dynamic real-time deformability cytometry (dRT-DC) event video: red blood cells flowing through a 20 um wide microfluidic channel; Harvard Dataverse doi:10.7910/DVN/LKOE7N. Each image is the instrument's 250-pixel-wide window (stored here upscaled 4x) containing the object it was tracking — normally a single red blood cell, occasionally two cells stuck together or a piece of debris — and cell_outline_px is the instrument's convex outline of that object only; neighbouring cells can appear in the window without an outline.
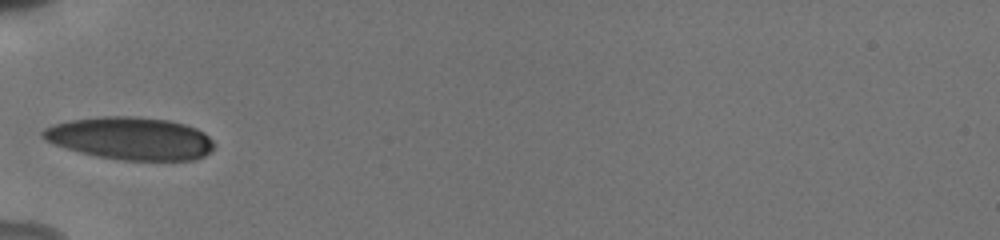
{"species": "human", "species_latin": "Homo sapiens", "temperature_condition": "cold", "stored_images_in_passage": 35, "camera_frame_rate_fps": 3000, "um_per_image_px": 0.085, "donor": {"sex": "male"}, "frame": {"image": 1, "passage_image": 1, "time_ms": 0.0, "image_size_px": [1000, 240], "cell_outline_px": [[216, 144], [204, 156], [192, 160], [124, 160], [96, 156], [80, 152], [52, 144], [44, 140], [40, 136], [40, 132], [44, 128], [52, 124], [68, 120], [100, 116], [136, 116], [168, 120], [184, 124], [196, 128], [204, 132]], "centroid_in_image_um": [11.04, 11.75], "position_along_channel_um": 74.0, "area_um2": 42.83}}
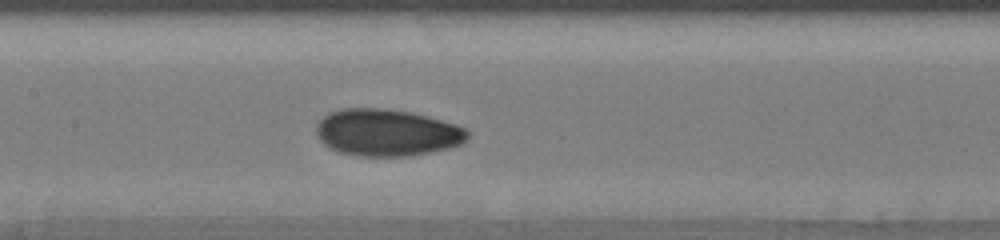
{"frame": {"image": 2, "passage_image": 9, "time_ms": 2.667, "image_size_px": [1000, 240], "cell_outline_px": [[472, 132], [468, 140], [460, 144], [448, 148], [432, 152], [408, 156], [356, 156], [336, 152], [328, 148], [316, 136], [316, 124], [328, 112], [340, 108], [384, 108], [412, 112], [456, 124]], "centroid_in_image_um": [32.87, 11.27], "position_along_channel_um": 174.5, "area_um2": 42.02}}
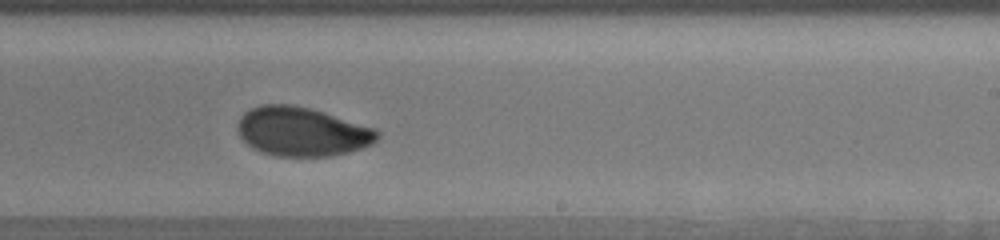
{"frame": {"image": 3, "passage_image": 16, "time_ms": 5.0, "image_size_px": [1000, 240], "cell_outline_px": [[380, 136], [372, 144], [348, 152], [328, 156], [276, 156], [260, 152], [252, 148], [240, 136], [236, 128], [240, 116], [244, 112], [260, 104], [292, 104], [324, 112], [376, 128], [380, 132]], "centroid_in_image_um": [25.65, 11.18], "position_along_channel_um": 263.3, "area_um2": 40.06}, "authors_computed_cell_mechanics": {"area_um2": 39.304, "velocity_mm_per_s": 3.8287, "shape_relaxation_time_tau1_ms": 4.7781, "shape_relaxation_time_tau2_ms": 1.2942, "deformation_change_tau1": 0.1324, "deformation_change_tau2": 0.0506}}